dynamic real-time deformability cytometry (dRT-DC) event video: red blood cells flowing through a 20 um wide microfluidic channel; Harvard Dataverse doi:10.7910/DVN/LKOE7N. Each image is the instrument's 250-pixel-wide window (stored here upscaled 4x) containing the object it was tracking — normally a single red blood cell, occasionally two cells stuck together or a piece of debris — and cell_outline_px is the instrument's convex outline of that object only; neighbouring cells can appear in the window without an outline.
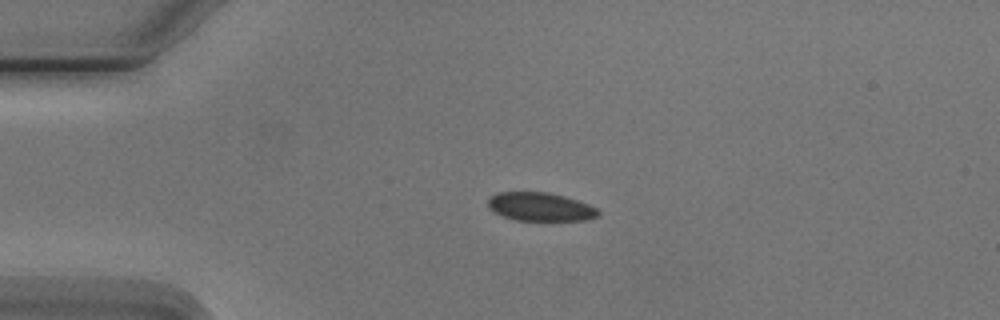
{"species": "Egyptian fruit bat (a non-hibernating species)", "species_latin": "Rousettus aegyptiacus", "temperature_condition": "cold", "stored_images_in_passage": 5, "camera_frame_rate_fps": 3000, "um_per_image_px": 0.085, "animal": {"sex": "male"}, "frame": {"image": 1, "passage_image": 3, "time_ms": 2.333, "image_size_px": [1000, 320], "cell_outline_px": [[600, 216], [584, 220], [516, 220], [492, 212], [488, 208], [488, 200], [496, 192], [548, 192], [564, 196], [588, 204], [596, 208], [600, 212]], "centroid_in_image_um": [45.91, 17.57], "position_along_channel_um": 39.1, "area_um2": 18.26}}
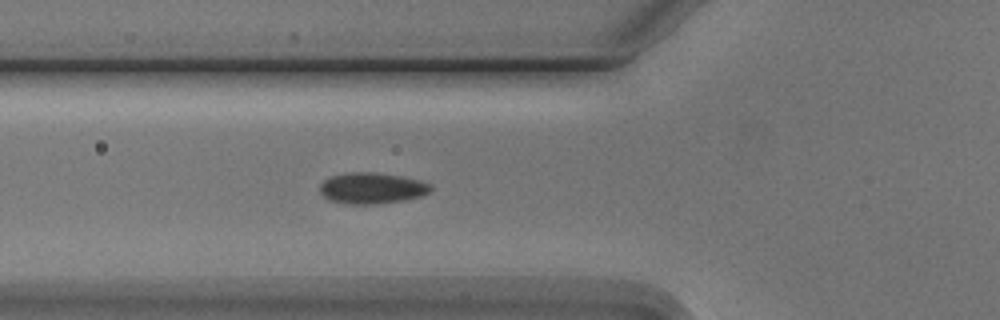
{"frame": {"image": 2, "passage_image": 5, "time_ms": 4.667, "image_size_px": [1000, 320], "cell_outline_px": [[432, 188], [428, 192], [420, 196], [404, 200], [376, 204], [348, 204], [328, 200], [320, 192], [320, 184], [324, 180], [332, 176], [344, 172], [372, 172], [400, 176], [420, 180], [432, 184]], "centroid_in_image_um": [31.59, 15.99], "position_along_channel_um": 94.2, "area_um2": 20.11}}